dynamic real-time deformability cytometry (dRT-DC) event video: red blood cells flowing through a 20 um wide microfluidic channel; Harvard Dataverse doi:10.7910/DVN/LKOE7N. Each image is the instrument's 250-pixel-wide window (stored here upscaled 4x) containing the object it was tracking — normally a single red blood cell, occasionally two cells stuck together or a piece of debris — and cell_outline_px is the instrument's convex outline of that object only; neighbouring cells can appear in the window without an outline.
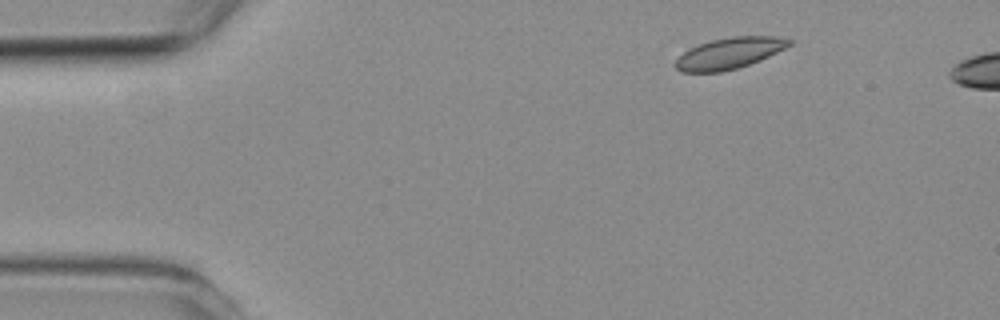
{"species": "common noctule bat (a hibernating species)", "species_latin": "Nyctalus noctula", "temperature_condition": "room temperature", "stored_images_in_passage": 5, "camera_frame_rate_fps": 3000, "um_per_image_px": 0.085, "animal": {"sex": "female", "body_mass_g": 19.3, "forearm_length_mm": 54.1}, "frame": {"image": 1, "passage_image": 2, "time_ms": 1.333, "image_size_px": [1000, 320], "cell_outline_px": [[792, 44], [760, 60], [736, 68], [720, 72], [680, 72], [676, 68], [676, 60], [688, 48], [712, 40], [732, 36], [776, 36], [792, 40]], "centroid_in_image_um": [61.98, 4.52], "position_along_channel_um": 23.0, "area_um2": 20.4}}